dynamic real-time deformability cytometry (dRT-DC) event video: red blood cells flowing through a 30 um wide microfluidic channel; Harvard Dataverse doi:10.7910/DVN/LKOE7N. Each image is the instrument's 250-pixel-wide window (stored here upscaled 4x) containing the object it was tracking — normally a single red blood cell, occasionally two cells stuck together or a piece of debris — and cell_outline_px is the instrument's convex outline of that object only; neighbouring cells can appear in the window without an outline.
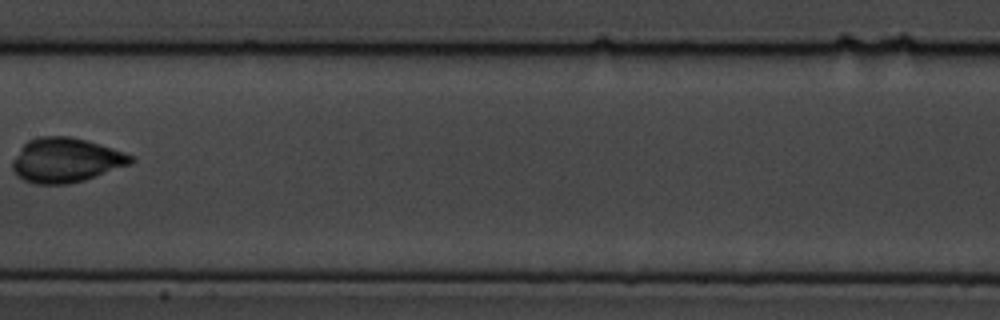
{"species": "common noctule bat (a hibernating species)", "species_latin": "Nyctalus noctula", "temperature_condition": "cold", "stored_images_in_passage": 11, "camera_frame_rate_fps": 3000, "um_per_image_px": 0.085, "animal": {"sex": "male", "body_mass_g": 19.5, "forearm_length_mm": 54.6}, "frame": {"image": 1, "passage_image": 8, "time_ms": 9.0, "image_size_px": [1000, 320], "cell_outline_px": [[136, 160], [132, 164], [84, 180], [68, 184], [36, 184], [24, 180], [16, 176], [12, 168], [12, 160], [20, 148], [28, 140], [40, 136], [68, 136], [88, 140], [124, 152], [132, 156]], "centroid_in_image_um": [5.59, 13.61], "position_along_channel_um": 201.8, "area_um2": 30.87}}
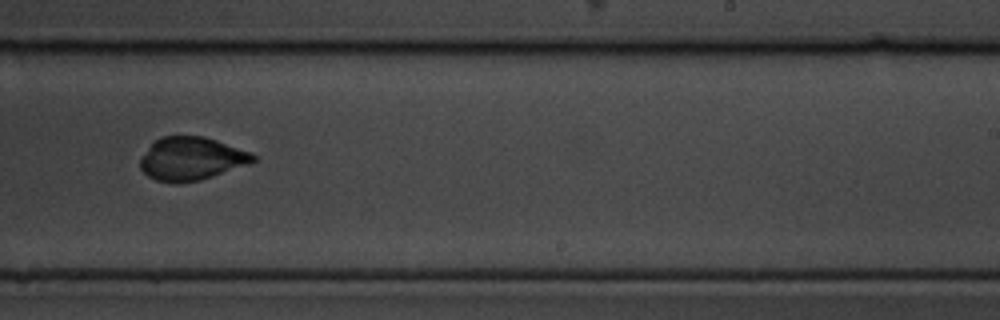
{"frame": {"image": 2, "passage_image": 10, "time_ms": 11.0, "image_size_px": [1000, 320], "cell_outline_px": [[256, 160], [248, 164], [200, 180], [180, 184], [172, 184], [156, 180], [148, 176], [140, 168], [140, 160], [148, 148], [160, 136], [204, 136], [252, 152], [256, 156]], "centroid_in_image_um": [16.26, 13.5], "position_along_channel_um": 272.7, "area_um2": 28.38}}
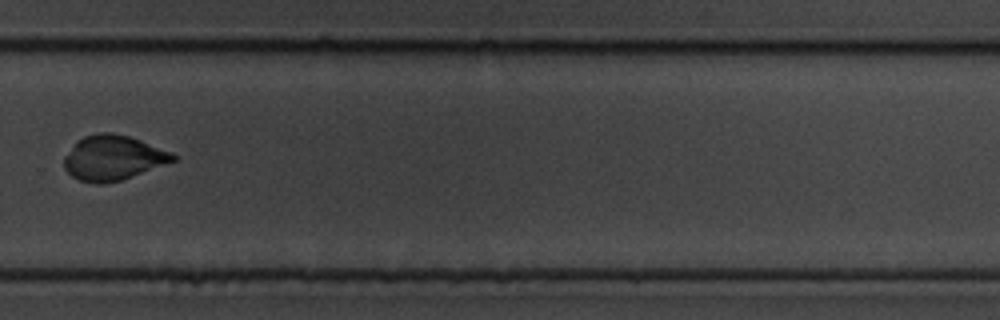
{"frame": {"image": 3, "passage_image": 11, "time_ms": 12.333, "image_size_px": [1000, 320], "cell_outline_px": [[180, 156], [176, 160], [120, 180], [104, 184], [96, 184], [80, 180], [72, 176], [64, 168], [64, 156], [76, 140], [84, 136], [100, 132], [112, 132], [128, 136], [140, 140], [172, 152]], "centroid_in_image_um": [9.59, 13.4], "position_along_channel_um": 320.2, "area_um2": 28.44}}